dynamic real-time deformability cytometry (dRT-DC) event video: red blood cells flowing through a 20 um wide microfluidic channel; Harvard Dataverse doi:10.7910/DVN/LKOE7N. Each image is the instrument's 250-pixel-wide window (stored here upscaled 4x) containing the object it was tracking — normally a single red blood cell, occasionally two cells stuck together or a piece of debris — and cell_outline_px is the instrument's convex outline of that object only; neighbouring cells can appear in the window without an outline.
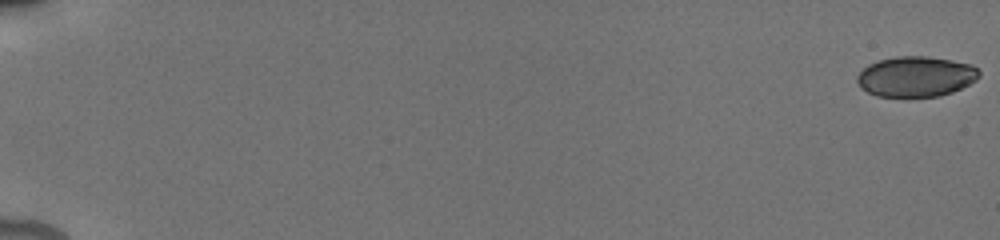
{"species": "human", "species_latin": "Homo sapiens", "temperature_condition": "cold", "stored_images_in_passage": 9, "camera_frame_rate_fps": 3000, "um_per_image_px": 0.085, "donor": {"sex": "male"}, "frame": {"image": 1, "passage_image": 1, "time_ms": 0.0, "image_size_px": [1000, 240], "cell_outline_px": [[980, 76], [976, 80], [952, 92], [940, 96], [908, 100], [876, 96], [868, 92], [856, 80], [856, 76], [868, 64], [880, 60], [896, 56], [924, 56], [952, 60], [972, 64], [980, 72]], "centroid_in_image_um": [77.84, 6.55], "position_along_channel_um": 7.2, "area_um2": 29.42}}
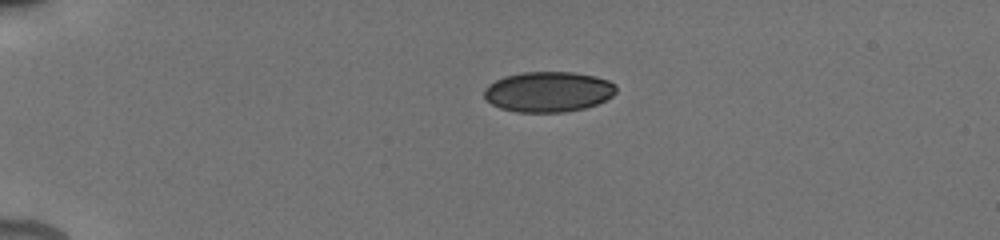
{"frame": {"image": 2, "passage_image": 6, "time_ms": 4.667, "image_size_px": [1000, 240], "cell_outline_px": [[616, 92], [612, 96], [596, 104], [584, 108], [564, 112], [516, 112], [500, 108], [484, 100], [484, 88], [488, 84], [504, 76], [524, 72], [572, 72], [596, 76], [608, 80], [616, 84]], "centroid_in_image_um": [46.58, 7.8], "position_along_channel_um": 38.4, "area_um2": 31.21}}